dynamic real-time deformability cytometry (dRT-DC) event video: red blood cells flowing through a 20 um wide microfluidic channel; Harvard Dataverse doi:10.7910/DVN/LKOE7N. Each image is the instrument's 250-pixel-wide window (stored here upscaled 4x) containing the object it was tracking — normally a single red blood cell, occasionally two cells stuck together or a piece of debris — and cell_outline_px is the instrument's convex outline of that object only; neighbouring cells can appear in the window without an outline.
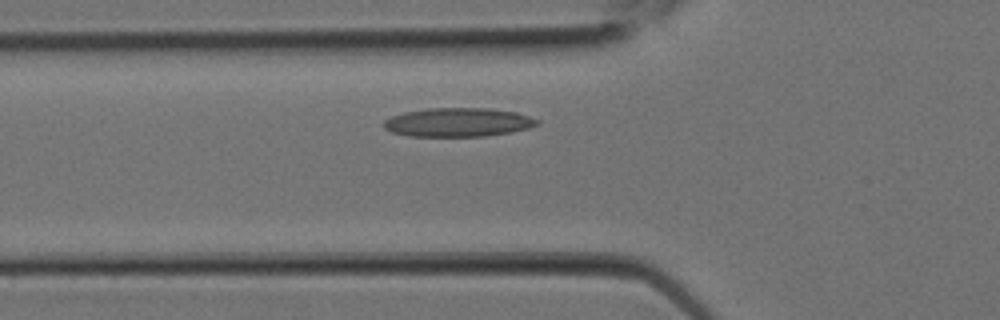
{"species": "Egyptian fruit bat (a non-hibernating species)", "species_latin": "Rousettus aegyptiacus", "temperature_condition": "room temperature", "stored_images_in_passage": 7, "camera_frame_rate_fps": 3000, "um_per_image_px": 0.085, "animal": {"sex": "female"}, "frame": {"image": 1, "passage_image": 4, "time_ms": 1.0, "image_size_px": [1000, 320], "cell_outline_px": [[540, 124], [528, 128], [512, 132], [484, 136], [408, 136], [392, 132], [384, 128], [384, 120], [392, 116], [404, 112], [428, 108], [488, 108], [516, 112], [540, 120]], "centroid_in_image_um": [38.95, 10.39], "position_along_channel_um": 86.9, "area_um2": 25.78}}
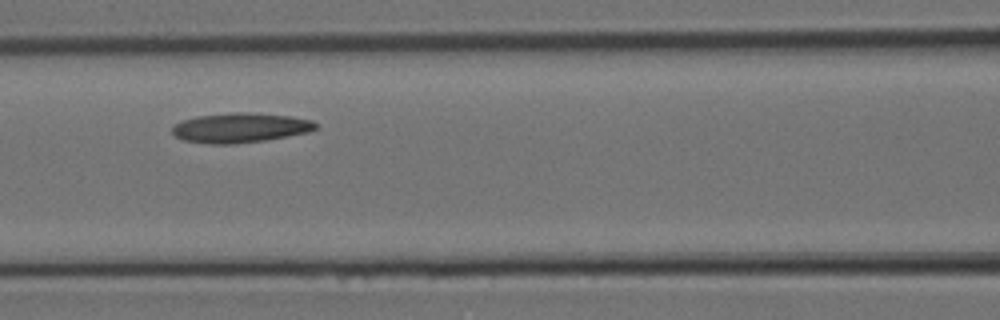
{"frame": {"image": 2, "passage_image": 6, "time_ms": 1.667, "image_size_px": [1000, 320], "cell_outline_px": [[320, 128], [308, 132], [288, 136], [264, 140], [232, 144], [208, 144], [184, 140], [176, 136], [172, 132], [172, 124], [180, 120], [196, 116], [232, 112], [240, 112], [292, 116], [312, 120]], "centroid_in_image_um": [20.4, 10.85], "position_along_channel_um": 146.2, "area_um2": 24.97}}